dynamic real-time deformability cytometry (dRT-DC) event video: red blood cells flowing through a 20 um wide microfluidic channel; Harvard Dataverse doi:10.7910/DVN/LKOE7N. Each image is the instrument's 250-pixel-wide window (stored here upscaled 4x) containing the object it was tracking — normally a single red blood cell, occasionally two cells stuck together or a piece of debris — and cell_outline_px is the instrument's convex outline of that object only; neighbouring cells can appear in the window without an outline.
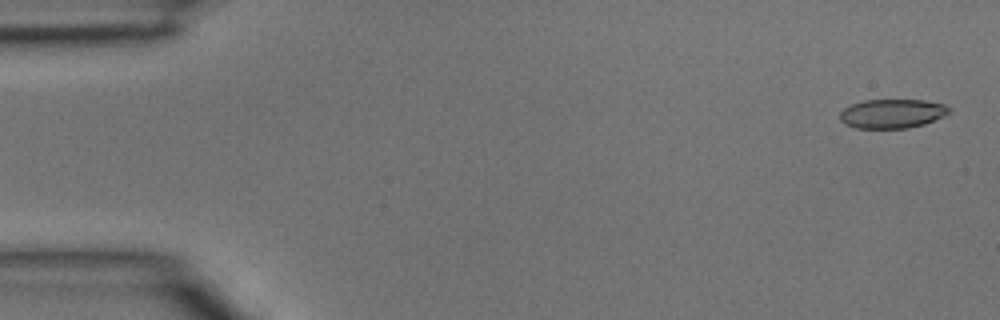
{"species": "common noctule bat (a hibernating species)", "species_latin": "Nyctalus noctula", "temperature_condition": "room temperature", "stored_images_in_passage": 3, "camera_frame_rate_fps": 3000, "um_per_image_px": 0.085, "animal": {"sex": "male", "body_mass_g": 15.6}, "frame": {"image": 1, "passage_image": 1, "time_ms": 0.0, "image_size_px": [1000, 320], "cell_outline_px": [[948, 112], [944, 116], [924, 124], [908, 128], [856, 128], [844, 124], [840, 120], [840, 112], [844, 108], [852, 104], [864, 100], [924, 100], [944, 104], [948, 108]], "centroid_in_image_um": [75.8, 9.66], "position_along_channel_um": 9.2, "area_um2": 18.44}}